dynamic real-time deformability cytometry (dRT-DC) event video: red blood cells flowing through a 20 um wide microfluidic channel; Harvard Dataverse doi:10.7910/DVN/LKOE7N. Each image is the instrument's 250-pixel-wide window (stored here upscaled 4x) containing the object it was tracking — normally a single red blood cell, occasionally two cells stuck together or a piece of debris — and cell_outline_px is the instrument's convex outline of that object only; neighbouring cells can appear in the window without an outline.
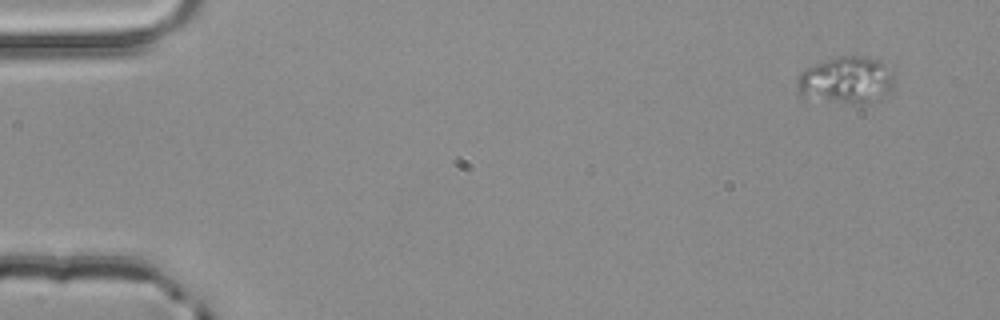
{"species": "common noctule bat (a hibernating species)", "species_latin": "Nyctalus noctula", "temperature_condition": "room temperature", "stored_images_in_passage": 5, "camera_frame_rate_fps": 3000, "um_per_image_px": 0.085, "animal": {"sex": "male", "body_mass_g": 20.4}, "frame": {"image": 1, "passage_image": 1, "time_ms": 0.0, "image_size_px": [1000, 320], "cell_outline_px": [[896, 84], [880, 100], [864, 104], [852, 104], [800, 96], [796, 84], [796, 80], [800, 72], [804, 68], [840, 56], [856, 56], [880, 60], [896, 80]], "centroid_in_image_um": [71.93, 6.84], "position_along_channel_um": 13.1, "area_um2": 26.65}}